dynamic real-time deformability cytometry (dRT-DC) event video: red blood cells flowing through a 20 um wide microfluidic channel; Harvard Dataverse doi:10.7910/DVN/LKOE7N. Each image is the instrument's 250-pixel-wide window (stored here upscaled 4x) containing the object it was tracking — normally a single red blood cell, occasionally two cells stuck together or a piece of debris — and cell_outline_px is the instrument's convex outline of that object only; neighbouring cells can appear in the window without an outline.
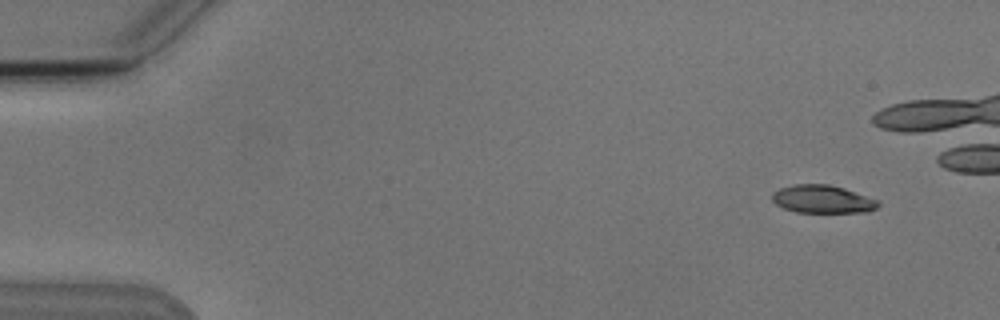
{"species": "Egyptian fruit bat (a non-hibernating species)", "species_latin": "Rousettus aegyptiacus", "temperature_condition": "cold", "stored_images_in_passage": 7, "camera_frame_rate_fps": 3000, "um_per_image_px": 0.085, "animal": {"sex": "male"}, "frame": {"image": 1, "passage_image": 2, "time_ms": 1.0, "image_size_px": [1000, 320], "cell_outline_px": [[880, 204], [876, 208], [868, 212], [796, 212], [784, 208], [776, 204], [772, 200], [772, 192], [780, 188], [792, 184], [828, 184], [844, 188], [880, 200]], "centroid_in_image_um": [69.93, 16.92], "position_along_channel_um": 15.1, "area_um2": 17.4}}